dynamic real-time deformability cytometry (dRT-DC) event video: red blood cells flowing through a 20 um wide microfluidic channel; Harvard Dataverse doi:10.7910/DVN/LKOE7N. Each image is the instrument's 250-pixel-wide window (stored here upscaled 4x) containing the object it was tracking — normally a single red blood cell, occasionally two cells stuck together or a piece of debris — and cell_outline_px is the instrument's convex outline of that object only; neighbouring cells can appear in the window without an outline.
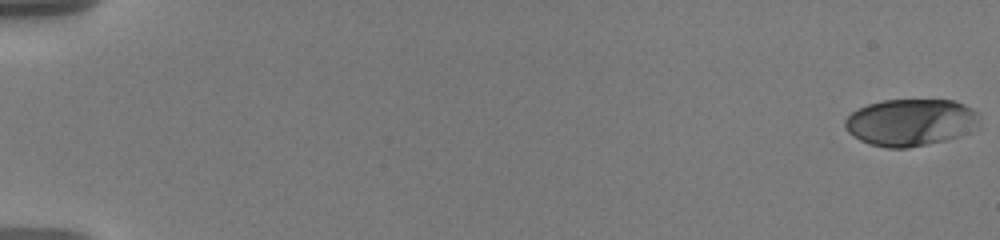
{"species": "human", "species_latin": "Homo sapiens", "temperature_condition": "warm", "stored_images_in_passage": 58, "camera_frame_rate_fps": 3000, "um_per_image_px": 0.085, "donor": {"sex": "male"}, "frame": {"image": 1, "passage_image": 1, "time_ms": 0.0, "image_size_px": [1000, 240], "cell_outline_px": [[980, 128], [972, 132], [948, 140], [908, 148], [888, 148], [872, 144], [860, 140], [848, 132], [844, 128], [844, 120], [852, 112], [868, 104], [884, 100], [956, 100], [972, 108], [976, 112], [980, 120]], "centroid_in_image_um": [77.47, 10.41], "position_along_channel_um": 7.5, "area_um2": 37.28}}
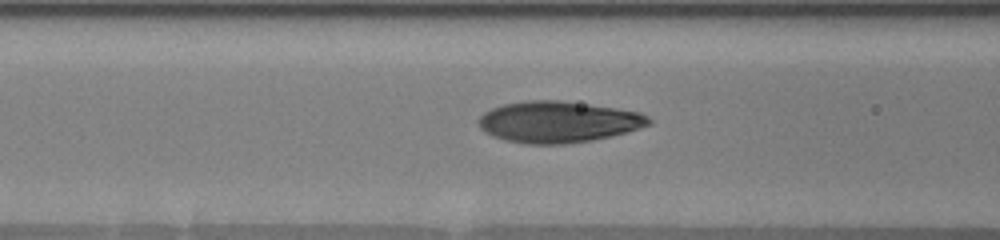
{"frame": {"image": 2, "passage_image": 26, "time_ms": 8.333, "image_size_px": [1000, 240], "cell_outline_px": [[652, 124], [640, 128], [592, 140], [564, 144], [524, 144], [504, 140], [492, 136], [484, 132], [480, 128], [476, 120], [484, 112], [492, 108], [504, 104], [524, 100], [560, 100], [616, 108], [640, 112], [648, 116], [652, 120]], "centroid_in_image_um": [47.4, 10.36], "position_along_channel_um": 119.2, "area_um2": 41.15}}
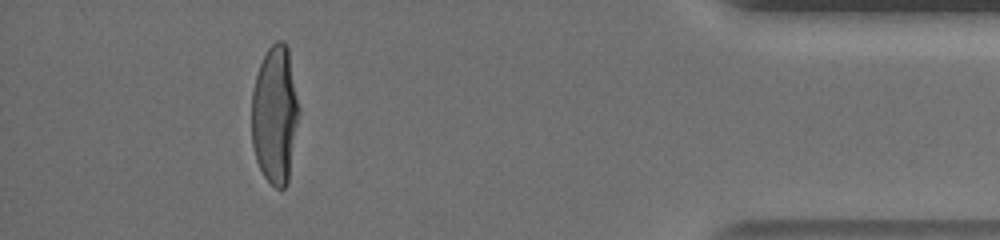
{"frame": {"image": 3, "passage_image": 54, "time_ms": 17.667, "image_size_px": [1000, 240], "cell_outline_px": [[300, 112], [288, 184], [284, 188], [276, 188], [264, 176], [256, 160], [252, 144], [252, 92], [256, 76], [260, 64], [268, 48], [276, 40], [284, 40], [288, 48], [300, 108]], "centroid_in_image_um": [23.39, 9.76], "position_along_channel_um": 411.8, "area_um2": 38.38}, "authors_computed_cell_mechanics": {"area_um2": 39.5352, "velocity_mm_per_s": 3.59, "shape_relaxation_time_tau1_ms": 4.6306, "shape_relaxation_time_tau2_ms": null, "deformation_change_tau1": 0.236, "deformation_change_tau2": null}}